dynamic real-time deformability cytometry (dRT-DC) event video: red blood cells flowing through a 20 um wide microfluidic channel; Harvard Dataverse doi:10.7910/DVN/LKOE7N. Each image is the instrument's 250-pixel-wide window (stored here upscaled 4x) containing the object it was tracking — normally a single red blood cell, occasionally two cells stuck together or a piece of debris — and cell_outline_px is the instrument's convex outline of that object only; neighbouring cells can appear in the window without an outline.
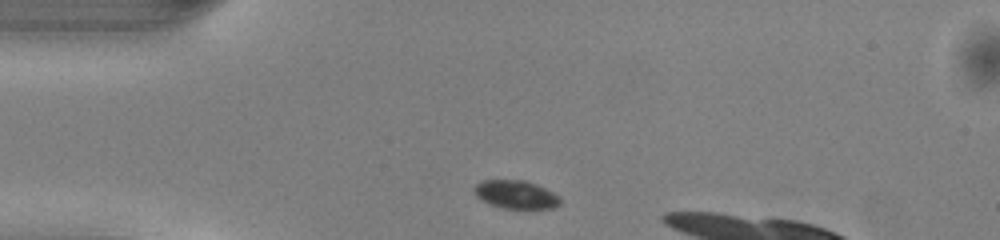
{"species": "common noctule bat (a hibernating species)", "species_latin": "Nyctalus noctula", "temperature_condition": "warm", "stored_images_in_passage": 30, "camera_frame_rate_fps": 3000, "um_per_image_px": 0.085, "animal": {"sex": "male", "body_mass_g": 13.0, "forearm_length_mm": 53.1}, "frame": {"image": 1, "passage_image": 1, "time_ms": 0.0, "image_size_px": [1000, 240], "cell_outline_px": [[560, 204], [552, 208], [504, 208], [488, 204], [480, 200], [476, 196], [472, 188], [476, 184], [484, 180], [524, 180], [536, 184], [552, 192], [560, 200]], "centroid_in_image_um": [43.78, 16.53], "position_along_channel_um": 41.2, "area_um2": 14.05}}
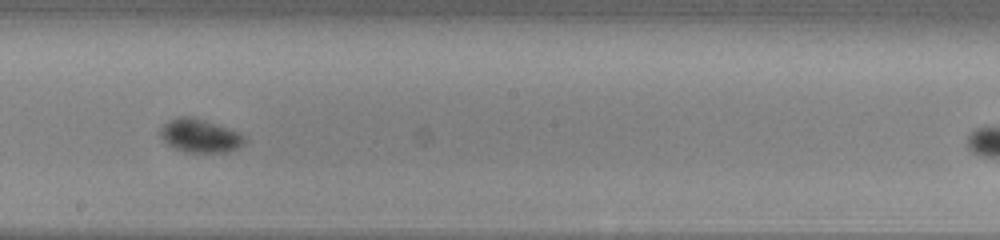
{"frame": {"image": 2, "passage_image": 17, "time_ms": 5.333, "image_size_px": [1000, 240], "cell_outline_px": [[248, 140], [244, 144], [228, 152], [184, 152], [168, 144], [160, 136], [160, 128], [168, 120], [176, 116], [188, 116], [204, 120], [240, 132], [248, 136]], "centroid_in_image_um": [17.03, 11.53], "position_along_channel_um": 231.2, "area_um2": 16.53}}
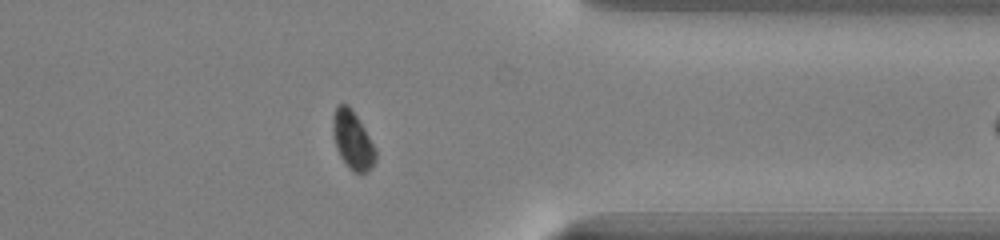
{"frame": {"image": 3, "passage_image": 29, "time_ms": 9.333, "image_size_px": [1000, 240], "cell_outline_px": [[376, 160], [368, 172], [352, 172], [340, 156], [336, 148], [332, 132], [332, 116], [336, 104], [348, 104], [352, 108], [364, 128], [376, 152]], "centroid_in_image_um": [29.93, 11.88], "position_along_channel_um": 381.5, "area_um2": 14.51}}